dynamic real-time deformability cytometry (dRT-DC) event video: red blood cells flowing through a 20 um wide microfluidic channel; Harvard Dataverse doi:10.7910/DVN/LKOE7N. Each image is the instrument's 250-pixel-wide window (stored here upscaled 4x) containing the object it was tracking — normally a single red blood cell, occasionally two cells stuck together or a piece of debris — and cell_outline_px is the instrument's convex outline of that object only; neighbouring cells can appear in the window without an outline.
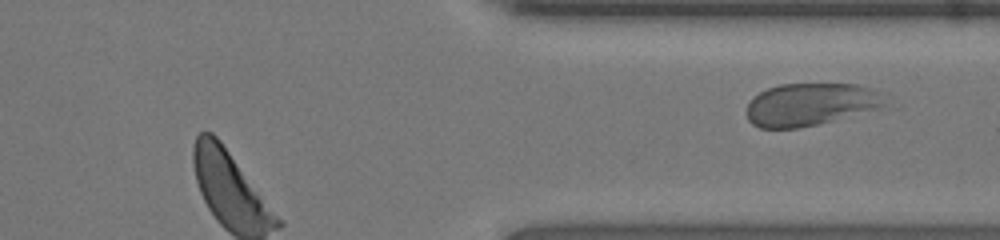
{"species": "human", "species_latin": "Homo sapiens", "temperature_condition": "room temperature", "stored_images_in_passage": 32, "segment_of_instrument_passage": [2, 2], "camera_frame_rate_fps": 3000, "um_per_image_px": 0.085, "donor": {"sex": "female"}, "frame": {"image": 1, "passage_image": 32, "time_ms": 10.333, "image_size_px": [1000, 240], "cell_outline_px": [[884, 104], [876, 108], [832, 120], [816, 124], [796, 128], [760, 128], [752, 124], [748, 120], [744, 112], [752, 96], [768, 88], [780, 84], [856, 84], [872, 88]], "centroid_in_image_um": [68.72, 8.87], "position_along_channel_um": 342.7, "area_um2": 33.64}}